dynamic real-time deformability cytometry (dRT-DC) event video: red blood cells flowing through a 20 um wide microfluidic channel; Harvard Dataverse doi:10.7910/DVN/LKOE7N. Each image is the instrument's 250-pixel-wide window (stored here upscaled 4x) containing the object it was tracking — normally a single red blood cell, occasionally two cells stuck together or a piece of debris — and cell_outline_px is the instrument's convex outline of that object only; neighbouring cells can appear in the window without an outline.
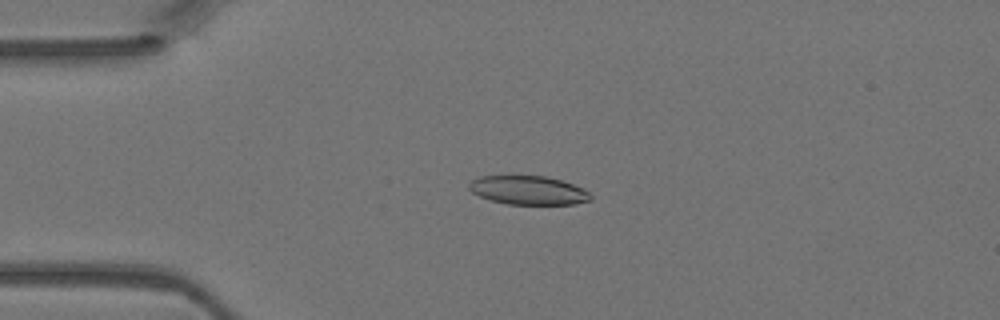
{"species": "Egyptian fruit bat (a non-hibernating species)", "species_latin": "Rousettus aegyptiacus", "temperature_condition": "warm", "stored_images_in_passage": 5, "camera_frame_rate_fps": 3000, "um_per_image_px": 0.085, "animal": {"sex": "female"}, "frame": {"image": 1, "passage_image": 3, "time_ms": 0.667, "image_size_px": [1000, 320], "cell_outline_px": [[592, 200], [572, 204], [508, 204], [492, 200], [480, 196], [472, 192], [468, 188], [468, 184], [472, 180], [480, 176], [548, 176], [584, 188], [592, 196]], "centroid_in_image_um": [44.92, 16.17], "position_along_channel_um": 40.1, "area_um2": 20.29}}
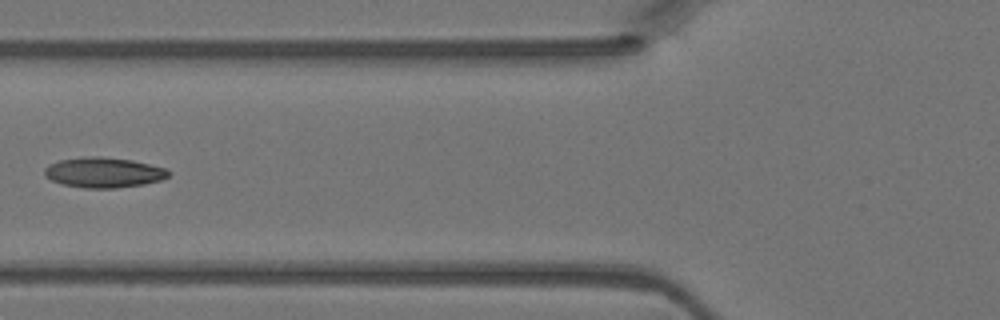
{"frame": {"image": 2, "passage_image": 5, "time_ms": 1.333, "image_size_px": [1000, 320], "cell_outline_px": [[172, 172], [168, 176], [160, 180], [144, 184], [116, 188], [84, 188], [64, 184], [52, 180], [44, 176], [44, 168], [48, 164], [60, 160], [88, 156], [100, 156], [132, 160], [168, 168]], "centroid_in_image_um": [8.83, 14.65], "position_along_channel_um": 117.0, "area_um2": 21.96}}